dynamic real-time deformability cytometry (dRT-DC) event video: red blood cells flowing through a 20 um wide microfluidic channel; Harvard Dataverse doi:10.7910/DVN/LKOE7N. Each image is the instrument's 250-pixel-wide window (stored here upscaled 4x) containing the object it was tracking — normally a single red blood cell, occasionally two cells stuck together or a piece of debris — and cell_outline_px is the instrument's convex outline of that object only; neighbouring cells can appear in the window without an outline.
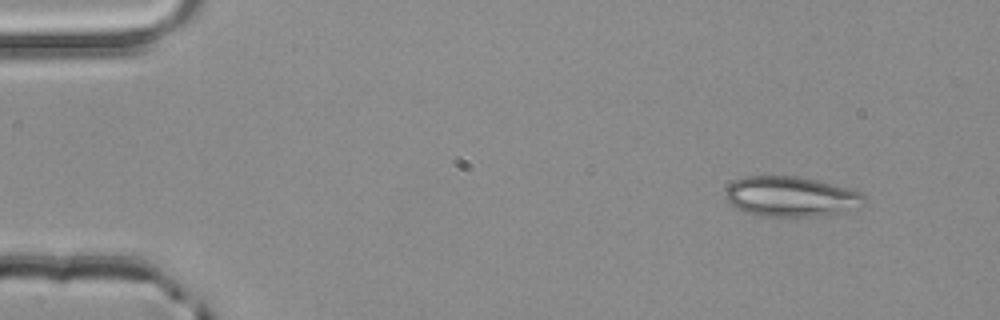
{"species": "common noctule bat (a hibernating species)", "species_latin": "Nyctalus noctula", "temperature_condition": "room temperature", "stored_images_in_passage": 3, "camera_frame_rate_fps": 3000, "um_per_image_px": 0.085, "animal": {"sex": "male", "body_mass_g": 20.4}, "frame": {"image": 1, "passage_image": 1, "time_ms": 0.0, "image_size_px": [1000, 320], "cell_outline_px": [[864, 196], [840, 212], [828, 216], [760, 216], [744, 212], [736, 208], [724, 196], [728, 188], [736, 180], [748, 176], [796, 176], [816, 180], [848, 188], [860, 192]], "centroid_in_image_um": [67.1, 16.7], "position_along_channel_um": 17.9, "area_um2": 31.44}}